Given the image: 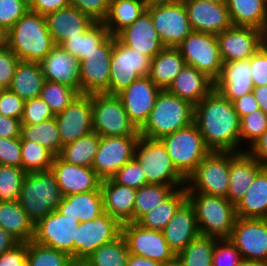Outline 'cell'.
<instances>
[{"mask_svg": "<svg viewBox=\"0 0 267 266\" xmlns=\"http://www.w3.org/2000/svg\"><path fill=\"white\" fill-rule=\"evenodd\" d=\"M165 266H182L180 264V262L176 259L175 261L171 262V263H168L167 265Z\"/></svg>", "mask_w": 267, "mask_h": 266, "instance_id": "11e5206c", "label": "cell"}, {"mask_svg": "<svg viewBox=\"0 0 267 266\" xmlns=\"http://www.w3.org/2000/svg\"><path fill=\"white\" fill-rule=\"evenodd\" d=\"M218 240L199 235L176 255V259L182 266H212L213 252Z\"/></svg>", "mask_w": 267, "mask_h": 266, "instance_id": "7bdbcfd3", "label": "cell"}, {"mask_svg": "<svg viewBox=\"0 0 267 266\" xmlns=\"http://www.w3.org/2000/svg\"><path fill=\"white\" fill-rule=\"evenodd\" d=\"M66 266H92L88 258L70 257Z\"/></svg>", "mask_w": 267, "mask_h": 266, "instance_id": "8c879c8a", "label": "cell"}, {"mask_svg": "<svg viewBox=\"0 0 267 266\" xmlns=\"http://www.w3.org/2000/svg\"><path fill=\"white\" fill-rule=\"evenodd\" d=\"M26 172L20 167L0 165V201H16Z\"/></svg>", "mask_w": 267, "mask_h": 266, "instance_id": "681fc988", "label": "cell"}, {"mask_svg": "<svg viewBox=\"0 0 267 266\" xmlns=\"http://www.w3.org/2000/svg\"><path fill=\"white\" fill-rule=\"evenodd\" d=\"M223 63L252 57L267 41V34L254 27L231 26L216 35Z\"/></svg>", "mask_w": 267, "mask_h": 266, "instance_id": "ac0fdd59", "label": "cell"}, {"mask_svg": "<svg viewBox=\"0 0 267 266\" xmlns=\"http://www.w3.org/2000/svg\"><path fill=\"white\" fill-rule=\"evenodd\" d=\"M0 165H8L22 168L20 137H0Z\"/></svg>", "mask_w": 267, "mask_h": 266, "instance_id": "9f6ffc18", "label": "cell"}, {"mask_svg": "<svg viewBox=\"0 0 267 266\" xmlns=\"http://www.w3.org/2000/svg\"><path fill=\"white\" fill-rule=\"evenodd\" d=\"M53 117L55 114L41 97L25 100L21 124H38Z\"/></svg>", "mask_w": 267, "mask_h": 266, "instance_id": "f5cc1de1", "label": "cell"}, {"mask_svg": "<svg viewBox=\"0 0 267 266\" xmlns=\"http://www.w3.org/2000/svg\"><path fill=\"white\" fill-rule=\"evenodd\" d=\"M162 232L176 255L200 235L195 210L188 199L178 208Z\"/></svg>", "mask_w": 267, "mask_h": 266, "instance_id": "83f0119b", "label": "cell"}, {"mask_svg": "<svg viewBox=\"0 0 267 266\" xmlns=\"http://www.w3.org/2000/svg\"><path fill=\"white\" fill-rule=\"evenodd\" d=\"M128 258L129 250L122 234L100 246L88 257L92 266H127Z\"/></svg>", "mask_w": 267, "mask_h": 266, "instance_id": "f6af8a7d", "label": "cell"}, {"mask_svg": "<svg viewBox=\"0 0 267 266\" xmlns=\"http://www.w3.org/2000/svg\"><path fill=\"white\" fill-rule=\"evenodd\" d=\"M139 136H100L93 170L102 179L111 178L135 155V146Z\"/></svg>", "mask_w": 267, "mask_h": 266, "instance_id": "2e32d148", "label": "cell"}, {"mask_svg": "<svg viewBox=\"0 0 267 266\" xmlns=\"http://www.w3.org/2000/svg\"><path fill=\"white\" fill-rule=\"evenodd\" d=\"M113 36L80 61V94H109Z\"/></svg>", "mask_w": 267, "mask_h": 266, "instance_id": "9a60e30c", "label": "cell"}, {"mask_svg": "<svg viewBox=\"0 0 267 266\" xmlns=\"http://www.w3.org/2000/svg\"><path fill=\"white\" fill-rule=\"evenodd\" d=\"M176 48L186 65L193 66L214 82L219 78L223 61L215 34L192 31Z\"/></svg>", "mask_w": 267, "mask_h": 266, "instance_id": "7c38bea8", "label": "cell"}, {"mask_svg": "<svg viewBox=\"0 0 267 266\" xmlns=\"http://www.w3.org/2000/svg\"><path fill=\"white\" fill-rule=\"evenodd\" d=\"M250 61L235 60L223 63L219 78L215 81V90L224 98L233 102L245 94L253 92Z\"/></svg>", "mask_w": 267, "mask_h": 266, "instance_id": "484cf974", "label": "cell"}, {"mask_svg": "<svg viewBox=\"0 0 267 266\" xmlns=\"http://www.w3.org/2000/svg\"><path fill=\"white\" fill-rule=\"evenodd\" d=\"M239 266H267V262L242 259Z\"/></svg>", "mask_w": 267, "mask_h": 266, "instance_id": "34e18365", "label": "cell"}, {"mask_svg": "<svg viewBox=\"0 0 267 266\" xmlns=\"http://www.w3.org/2000/svg\"><path fill=\"white\" fill-rule=\"evenodd\" d=\"M26 255L27 243H19L13 249L0 255V266H24Z\"/></svg>", "mask_w": 267, "mask_h": 266, "instance_id": "6125c7cd", "label": "cell"}, {"mask_svg": "<svg viewBox=\"0 0 267 266\" xmlns=\"http://www.w3.org/2000/svg\"><path fill=\"white\" fill-rule=\"evenodd\" d=\"M57 211L70 219L86 222L104 213L103 194L101 187L96 191L63 196Z\"/></svg>", "mask_w": 267, "mask_h": 266, "instance_id": "1f68e13d", "label": "cell"}, {"mask_svg": "<svg viewBox=\"0 0 267 266\" xmlns=\"http://www.w3.org/2000/svg\"><path fill=\"white\" fill-rule=\"evenodd\" d=\"M229 240L242 259L267 262V219L237 217Z\"/></svg>", "mask_w": 267, "mask_h": 266, "instance_id": "d6986e66", "label": "cell"}, {"mask_svg": "<svg viewBox=\"0 0 267 266\" xmlns=\"http://www.w3.org/2000/svg\"><path fill=\"white\" fill-rule=\"evenodd\" d=\"M161 141L173 164L186 179L210 152L194 122L188 127L163 136Z\"/></svg>", "mask_w": 267, "mask_h": 266, "instance_id": "9c48e42d", "label": "cell"}, {"mask_svg": "<svg viewBox=\"0 0 267 266\" xmlns=\"http://www.w3.org/2000/svg\"><path fill=\"white\" fill-rule=\"evenodd\" d=\"M176 188L171 185L146 184L136 190L133 208V222H137L143 215L151 211L165 200Z\"/></svg>", "mask_w": 267, "mask_h": 266, "instance_id": "ee69618b", "label": "cell"}, {"mask_svg": "<svg viewBox=\"0 0 267 266\" xmlns=\"http://www.w3.org/2000/svg\"><path fill=\"white\" fill-rule=\"evenodd\" d=\"M192 31L219 34L232 26L226 3L182 0Z\"/></svg>", "mask_w": 267, "mask_h": 266, "instance_id": "7402d4cb", "label": "cell"}, {"mask_svg": "<svg viewBox=\"0 0 267 266\" xmlns=\"http://www.w3.org/2000/svg\"><path fill=\"white\" fill-rule=\"evenodd\" d=\"M121 234V224L104 212L93 220L80 222L74 239V257L88 258L100 246Z\"/></svg>", "mask_w": 267, "mask_h": 266, "instance_id": "e0dca14e", "label": "cell"}, {"mask_svg": "<svg viewBox=\"0 0 267 266\" xmlns=\"http://www.w3.org/2000/svg\"><path fill=\"white\" fill-rule=\"evenodd\" d=\"M93 131L99 136H140L117 95L91 94Z\"/></svg>", "mask_w": 267, "mask_h": 266, "instance_id": "30bf717a", "label": "cell"}, {"mask_svg": "<svg viewBox=\"0 0 267 266\" xmlns=\"http://www.w3.org/2000/svg\"><path fill=\"white\" fill-rule=\"evenodd\" d=\"M51 171L54 173L62 196L96 191L102 179L92 167L73 165L55 156Z\"/></svg>", "mask_w": 267, "mask_h": 266, "instance_id": "603a6c76", "label": "cell"}, {"mask_svg": "<svg viewBox=\"0 0 267 266\" xmlns=\"http://www.w3.org/2000/svg\"><path fill=\"white\" fill-rule=\"evenodd\" d=\"M45 81L40 63L20 60L8 89L25 101L40 97Z\"/></svg>", "mask_w": 267, "mask_h": 266, "instance_id": "836d02e7", "label": "cell"}, {"mask_svg": "<svg viewBox=\"0 0 267 266\" xmlns=\"http://www.w3.org/2000/svg\"><path fill=\"white\" fill-rule=\"evenodd\" d=\"M232 103L240 119L253 111L260 110L259 103L255 99L253 92L243 95Z\"/></svg>", "mask_w": 267, "mask_h": 266, "instance_id": "e7e4bbea", "label": "cell"}, {"mask_svg": "<svg viewBox=\"0 0 267 266\" xmlns=\"http://www.w3.org/2000/svg\"><path fill=\"white\" fill-rule=\"evenodd\" d=\"M253 93L255 99L259 103L260 110H263L265 113H267V85L254 87Z\"/></svg>", "mask_w": 267, "mask_h": 266, "instance_id": "2644e50d", "label": "cell"}, {"mask_svg": "<svg viewBox=\"0 0 267 266\" xmlns=\"http://www.w3.org/2000/svg\"><path fill=\"white\" fill-rule=\"evenodd\" d=\"M8 47V31L0 26V49Z\"/></svg>", "mask_w": 267, "mask_h": 266, "instance_id": "753ad0ef", "label": "cell"}, {"mask_svg": "<svg viewBox=\"0 0 267 266\" xmlns=\"http://www.w3.org/2000/svg\"><path fill=\"white\" fill-rule=\"evenodd\" d=\"M148 2V0L110 1L108 15L103 21L108 33L116 37L147 9Z\"/></svg>", "mask_w": 267, "mask_h": 266, "instance_id": "74e56055", "label": "cell"}, {"mask_svg": "<svg viewBox=\"0 0 267 266\" xmlns=\"http://www.w3.org/2000/svg\"><path fill=\"white\" fill-rule=\"evenodd\" d=\"M267 130V113L263 110L253 111L240 119L241 146L243 142L251 145Z\"/></svg>", "mask_w": 267, "mask_h": 266, "instance_id": "f907efd6", "label": "cell"}, {"mask_svg": "<svg viewBox=\"0 0 267 266\" xmlns=\"http://www.w3.org/2000/svg\"><path fill=\"white\" fill-rule=\"evenodd\" d=\"M104 212L115 218L120 224L133 222V208L136 189L117 184L111 178L101 182Z\"/></svg>", "mask_w": 267, "mask_h": 266, "instance_id": "f546056e", "label": "cell"}, {"mask_svg": "<svg viewBox=\"0 0 267 266\" xmlns=\"http://www.w3.org/2000/svg\"><path fill=\"white\" fill-rule=\"evenodd\" d=\"M263 167L246 150L230 152V183L226 198L236 205L250 189L256 174Z\"/></svg>", "mask_w": 267, "mask_h": 266, "instance_id": "4316f807", "label": "cell"}, {"mask_svg": "<svg viewBox=\"0 0 267 266\" xmlns=\"http://www.w3.org/2000/svg\"><path fill=\"white\" fill-rule=\"evenodd\" d=\"M238 218L267 219V168L255 176L250 189L235 205Z\"/></svg>", "mask_w": 267, "mask_h": 266, "instance_id": "d6a6232c", "label": "cell"}, {"mask_svg": "<svg viewBox=\"0 0 267 266\" xmlns=\"http://www.w3.org/2000/svg\"><path fill=\"white\" fill-rule=\"evenodd\" d=\"M28 11L25 0H0V26L9 31Z\"/></svg>", "mask_w": 267, "mask_h": 266, "instance_id": "db71d44e", "label": "cell"}, {"mask_svg": "<svg viewBox=\"0 0 267 266\" xmlns=\"http://www.w3.org/2000/svg\"><path fill=\"white\" fill-rule=\"evenodd\" d=\"M21 120L0 114V137H20Z\"/></svg>", "mask_w": 267, "mask_h": 266, "instance_id": "03108f58", "label": "cell"}, {"mask_svg": "<svg viewBox=\"0 0 267 266\" xmlns=\"http://www.w3.org/2000/svg\"><path fill=\"white\" fill-rule=\"evenodd\" d=\"M211 3H226L227 0H203Z\"/></svg>", "mask_w": 267, "mask_h": 266, "instance_id": "2a66077c", "label": "cell"}, {"mask_svg": "<svg viewBox=\"0 0 267 266\" xmlns=\"http://www.w3.org/2000/svg\"><path fill=\"white\" fill-rule=\"evenodd\" d=\"M19 61L17 55L9 47L0 49V86L2 89L9 88Z\"/></svg>", "mask_w": 267, "mask_h": 266, "instance_id": "91938a15", "label": "cell"}, {"mask_svg": "<svg viewBox=\"0 0 267 266\" xmlns=\"http://www.w3.org/2000/svg\"><path fill=\"white\" fill-rule=\"evenodd\" d=\"M62 145L93 131L91 94H79L62 112L55 115Z\"/></svg>", "mask_w": 267, "mask_h": 266, "instance_id": "ffe728a7", "label": "cell"}, {"mask_svg": "<svg viewBox=\"0 0 267 266\" xmlns=\"http://www.w3.org/2000/svg\"><path fill=\"white\" fill-rule=\"evenodd\" d=\"M246 151L265 166L267 164V130Z\"/></svg>", "mask_w": 267, "mask_h": 266, "instance_id": "003e7915", "label": "cell"}, {"mask_svg": "<svg viewBox=\"0 0 267 266\" xmlns=\"http://www.w3.org/2000/svg\"><path fill=\"white\" fill-rule=\"evenodd\" d=\"M186 65L177 48L165 47L151 59L149 78L161 89H167Z\"/></svg>", "mask_w": 267, "mask_h": 266, "instance_id": "8d00e7d4", "label": "cell"}, {"mask_svg": "<svg viewBox=\"0 0 267 266\" xmlns=\"http://www.w3.org/2000/svg\"><path fill=\"white\" fill-rule=\"evenodd\" d=\"M40 65L47 81L67 85L80 93V61L61 45H55Z\"/></svg>", "mask_w": 267, "mask_h": 266, "instance_id": "d4e9b609", "label": "cell"}, {"mask_svg": "<svg viewBox=\"0 0 267 266\" xmlns=\"http://www.w3.org/2000/svg\"><path fill=\"white\" fill-rule=\"evenodd\" d=\"M215 89V82L193 66L185 65L167 90L196 106Z\"/></svg>", "mask_w": 267, "mask_h": 266, "instance_id": "f1b7e54d", "label": "cell"}, {"mask_svg": "<svg viewBox=\"0 0 267 266\" xmlns=\"http://www.w3.org/2000/svg\"><path fill=\"white\" fill-rule=\"evenodd\" d=\"M69 258L70 256L62 251L34 241L27 243V266H66Z\"/></svg>", "mask_w": 267, "mask_h": 266, "instance_id": "c3c4849f", "label": "cell"}, {"mask_svg": "<svg viewBox=\"0 0 267 266\" xmlns=\"http://www.w3.org/2000/svg\"><path fill=\"white\" fill-rule=\"evenodd\" d=\"M28 4L32 1V0H25Z\"/></svg>", "mask_w": 267, "mask_h": 266, "instance_id": "b9fcfbb0", "label": "cell"}, {"mask_svg": "<svg viewBox=\"0 0 267 266\" xmlns=\"http://www.w3.org/2000/svg\"><path fill=\"white\" fill-rule=\"evenodd\" d=\"M230 152L210 151L186 179L187 193L226 198L230 183Z\"/></svg>", "mask_w": 267, "mask_h": 266, "instance_id": "52a82bcc", "label": "cell"}, {"mask_svg": "<svg viewBox=\"0 0 267 266\" xmlns=\"http://www.w3.org/2000/svg\"><path fill=\"white\" fill-rule=\"evenodd\" d=\"M187 200L185 187L175 189L165 200L143 215L137 223L147 229L163 231L178 208Z\"/></svg>", "mask_w": 267, "mask_h": 266, "instance_id": "f35d334b", "label": "cell"}, {"mask_svg": "<svg viewBox=\"0 0 267 266\" xmlns=\"http://www.w3.org/2000/svg\"><path fill=\"white\" fill-rule=\"evenodd\" d=\"M20 140L37 142L55 156L63 147L55 117L38 124H21Z\"/></svg>", "mask_w": 267, "mask_h": 266, "instance_id": "60d3db41", "label": "cell"}, {"mask_svg": "<svg viewBox=\"0 0 267 266\" xmlns=\"http://www.w3.org/2000/svg\"><path fill=\"white\" fill-rule=\"evenodd\" d=\"M70 6L88 15L95 22H103L109 12L110 0H70Z\"/></svg>", "mask_w": 267, "mask_h": 266, "instance_id": "6f0895ef", "label": "cell"}, {"mask_svg": "<svg viewBox=\"0 0 267 266\" xmlns=\"http://www.w3.org/2000/svg\"><path fill=\"white\" fill-rule=\"evenodd\" d=\"M134 158L146 177V184L171 185L183 188L186 178L177 170L161 139L139 136Z\"/></svg>", "mask_w": 267, "mask_h": 266, "instance_id": "8992f818", "label": "cell"}, {"mask_svg": "<svg viewBox=\"0 0 267 266\" xmlns=\"http://www.w3.org/2000/svg\"><path fill=\"white\" fill-rule=\"evenodd\" d=\"M147 10L165 47L176 48L192 32L182 0H151Z\"/></svg>", "mask_w": 267, "mask_h": 266, "instance_id": "ba28073f", "label": "cell"}, {"mask_svg": "<svg viewBox=\"0 0 267 266\" xmlns=\"http://www.w3.org/2000/svg\"><path fill=\"white\" fill-rule=\"evenodd\" d=\"M161 88L149 76L139 77L117 96L120 98L130 121L140 130L154 108Z\"/></svg>", "mask_w": 267, "mask_h": 266, "instance_id": "44dd1931", "label": "cell"}, {"mask_svg": "<svg viewBox=\"0 0 267 266\" xmlns=\"http://www.w3.org/2000/svg\"><path fill=\"white\" fill-rule=\"evenodd\" d=\"M127 266H165V265L155 260L129 254Z\"/></svg>", "mask_w": 267, "mask_h": 266, "instance_id": "89a4df30", "label": "cell"}, {"mask_svg": "<svg viewBox=\"0 0 267 266\" xmlns=\"http://www.w3.org/2000/svg\"><path fill=\"white\" fill-rule=\"evenodd\" d=\"M47 26L55 45L84 32L94 21L86 14L67 6L46 16Z\"/></svg>", "mask_w": 267, "mask_h": 266, "instance_id": "4dcf8cb0", "label": "cell"}, {"mask_svg": "<svg viewBox=\"0 0 267 266\" xmlns=\"http://www.w3.org/2000/svg\"><path fill=\"white\" fill-rule=\"evenodd\" d=\"M62 198L56 177L51 169L26 172L18 201L34 224L57 210Z\"/></svg>", "mask_w": 267, "mask_h": 266, "instance_id": "277c9868", "label": "cell"}, {"mask_svg": "<svg viewBox=\"0 0 267 266\" xmlns=\"http://www.w3.org/2000/svg\"><path fill=\"white\" fill-rule=\"evenodd\" d=\"M111 179L121 185L138 189L146 185V177L139 162L133 158L120 168Z\"/></svg>", "mask_w": 267, "mask_h": 266, "instance_id": "816d5d0a", "label": "cell"}, {"mask_svg": "<svg viewBox=\"0 0 267 266\" xmlns=\"http://www.w3.org/2000/svg\"><path fill=\"white\" fill-rule=\"evenodd\" d=\"M151 58L113 36L109 94L117 95L139 77L149 76Z\"/></svg>", "mask_w": 267, "mask_h": 266, "instance_id": "8fae6325", "label": "cell"}, {"mask_svg": "<svg viewBox=\"0 0 267 266\" xmlns=\"http://www.w3.org/2000/svg\"><path fill=\"white\" fill-rule=\"evenodd\" d=\"M194 122V106L167 89H161L147 122L139 130L143 137L161 139Z\"/></svg>", "mask_w": 267, "mask_h": 266, "instance_id": "3957f363", "label": "cell"}, {"mask_svg": "<svg viewBox=\"0 0 267 266\" xmlns=\"http://www.w3.org/2000/svg\"><path fill=\"white\" fill-rule=\"evenodd\" d=\"M54 46L46 17L39 13L28 11L8 31V47L22 61L40 63Z\"/></svg>", "mask_w": 267, "mask_h": 266, "instance_id": "7a4b0ae2", "label": "cell"}, {"mask_svg": "<svg viewBox=\"0 0 267 266\" xmlns=\"http://www.w3.org/2000/svg\"><path fill=\"white\" fill-rule=\"evenodd\" d=\"M110 34L103 22H93L84 32L66 39L61 46L79 61L94 51Z\"/></svg>", "mask_w": 267, "mask_h": 266, "instance_id": "ab89813d", "label": "cell"}, {"mask_svg": "<svg viewBox=\"0 0 267 266\" xmlns=\"http://www.w3.org/2000/svg\"><path fill=\"white\" fill-rule=\"evenodd\" d=\"M116 37L124 45L136 49L151 59L165 48L153 25L151 14L147 9Z\"/></svg>", "mask_w": 267, "mask_h": 266, "instance_id": "cb8c5ba5", "label": "cell"}, {"mask_svg": "<svg viewBox=\"0 0 267 266\" xmlns=\"http://www.w3.org/2000/svg\"><path fill=\"white\" fill-rule=\"evenodd\" d=\"M187 199L194 207L200 235L229 239L237 218L235 204L203 193H187Z\"/></svg>", "mask_w": 267, "mask_h": 266, "instance_id": "5b68a950", "label": "cell"}, {"mask_svg": "<svg viewBox=\"0 0 267 266\" xmlns=\"http://www.w3.org/2000/svg\"><path fill=\"white\" fill-rule=\"evenodd\" d=\"M20 242L9 232L0 227V255L13 249Z\"/></svg>", "mask_w": 267, "mask_h": 266, "instance_id": "a7ac6f4b", "label": "cell"}, {"mask_svg": "<svg viewBox=\"0 0 267 266\" xmlns=\"http://www.w3.org/2000/svg\"><path fill=\"white\" fill-rule=\"evenodd\" d=\"M22 169L25 172L51 169L55 155L37 142L21 140Z\"/></svg>", "mask_w": 267, "mask_h": 266, "instance_id": "bcb514c9", "label": "cell"}, {"mask_svg": "<svg viewBox=\"0 0 267 266\" xmlns=\"http://www.w3.org/2000/svg\"><path fill=\"white\" fill-rule=\"evenodd\" d=\"M194 123L210 151H245L240 148V118L233 103L215 89L194 106Z\"/></svg>", "mask_w": 267, "mask_h": 266, "instance_id": "6da1fadb", "label": "cell"}, {"mask_svg": "<svg viewBox=\"0 0 267 266\" xmlns=\"http://www.w3.org/2000/svg\"><path fill=\"white\" fill-rule=\"evenodd\" d=\"M34 222L23 210L19 201H0V227L20 243H29L34 237Z\"/></svg>", "mask_w": 267, "mask_h": 266, "instance_id": "d590c367", "label": "cell"}, {"mask_svg": "<svg viewBox=\"0 0 267 266\" xmlns=\"http://www.w3.org/2000/svg\"><path fill=\"white\" fill-rule=\"evenodd\" d=\"M24 100L9 89L0 91V114L21 120Z\"/></svg>", "mask_w": 267, "mask_h": 266, "instance_id": "94428289", "label": "cell"}, {"mask_svg": "<svg viewBox=\"0 0 267 266\" xmlns=\"http://www.w3.org/2000/svg\"><path fill=\"white\" fill-rule=\"evenodd\" d=\"M233 26L254 27L267 34V0H227Z\"/></svg>", "mask_w": 267, "mask_h": 266, "instance_id": "e575fe53", "label": "cell"}, {"mask_svg": "<svg viewBox=\"0 0 267 266\" xmlns=\"http://www.w3.org/2000/svg\"><path fill=\"white\" fill-rule=\"evenodd\" d=\"M121 234L129 254L158 261L164 265L176 260L175 252L166 242L163 232L142 227L137 222L121 224Z\"/></svg>", "mask_w": 267, "mask_h": 266, "instance_id": "4fadbf2b", "label": "cell"}, {"mask_svg": "<svg viewBox=\"0 0 267 266\" xmlns=\"http://www.w3.org/2000/svg\"><path fill=\"white\" fill-rule=\"evenodd\" d=\"M80 93L67 85L45 81L40 97L56 115L62 112Z\"/></svg>", "mask_w": 267, "mask_h": 266, "instance_id": "7dc6e473", "label": "cell"}, {"mask_svg": "<svg viewBox=\"0 0 267 266\" xmlns=\"http://www.w3.org/2000/svg\"><path fill=\"white\" fill-rule=\"evenodd\" d=\"M99 142L100 136L92 131L76 141L64 145L58 156L73 165L92 167Z\"/></svg>", "mask_w": 267, "mask_h": 266, "instance_id": "b9f144b4", "label": "cell"}, {"mask_svg": "<svg viewBox=\"0 0 267 266\" xmlns=\"http://www.w3.org/2000/svg\"><path fill=\"white\" fill-rule=\"evenodd\" d=\"M241 261V254L229 239H221L216 242L212 266H239Z\"/></svg>", "mask_w": 267, "mask_h": 266, "instance_id": "11a10c76", "label": "cell"}, {"mask_svg": "<svg viewBox=\"0 0 267 266\" xmlns=\"http://www.w3.org/2000/svg\"><path fill=\"white\" fill-rule=\"evenodd\" d=\"M248 60L254 87L267 85V41Z\"/></svg>", "mask_w": 267, "mask_h": 266, "instance_id": "680465c9", "label": "cell"}, {"mask_svg": "<svg viewBox=\"0 0 267 266\" xmlns=\"http://www.w3.org/2000/svg\"><path fill=\"white\" fill-rule=\"evenodd\" d=\"M79 219H70L57 210L49 213L35 223L34 242L74 257V239Z\"/></svg>", "mask_w": 267, "mask_h": 266, "instance_id": "5bb4252c", "label": "cell"}, {"mask_svg": "<svg viewBox=\"0 0 267 266\" xmlns=\"http://www.w3.org/2000/svg\"><path fill=\"white\" fill-rule=\"evenodd\" d=\"M70 5V0H32L29 3V11L47 16L61 8Z\"/></svg>", "mask_w": 267, "mask_h": 266, "instance_id": "be15d7a7", "label": "cell"}]
</instances>
